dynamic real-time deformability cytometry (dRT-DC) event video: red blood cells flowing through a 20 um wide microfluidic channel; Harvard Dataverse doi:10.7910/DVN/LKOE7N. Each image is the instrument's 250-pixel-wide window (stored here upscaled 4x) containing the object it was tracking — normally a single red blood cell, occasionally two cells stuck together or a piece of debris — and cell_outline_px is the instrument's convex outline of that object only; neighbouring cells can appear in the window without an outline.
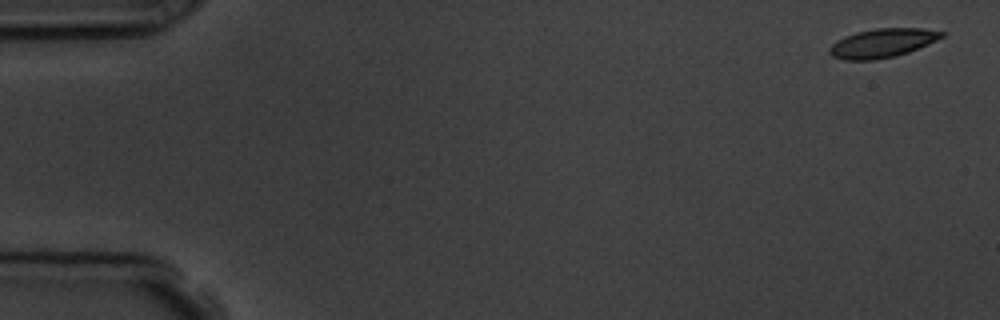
{"species": "common noctule bat (a hibernating species)", "species_latin": "Nyctalus noctula", "temperature_condition": "room temperature", "stored_images_in_passage": 5, "camera_frame_rate_fps": 3000, "um_per_image_px": 0.085, "animal": {"sex": "male", "body_mass_g": 19.5, "forearm_length_mm": 54.6}, "frame": {"image": 1, "passage_image": 1, "time_ms": 0.0, "image_size_px": [1000, 320], "cell_outline_px": [[948, 32], [944, 36], [928, 44], [908, 52], [896, 56], [872, 60], [844, 60], [832, 56], [828, 52], [828, 48], [836, 40], [844, 36], [856, 32], [876, 28], [920, 28]], "centroid_in_image_um": [74.98, 3.66], "position_along_channel_um": 10.0, "area_um2": 19.02}}
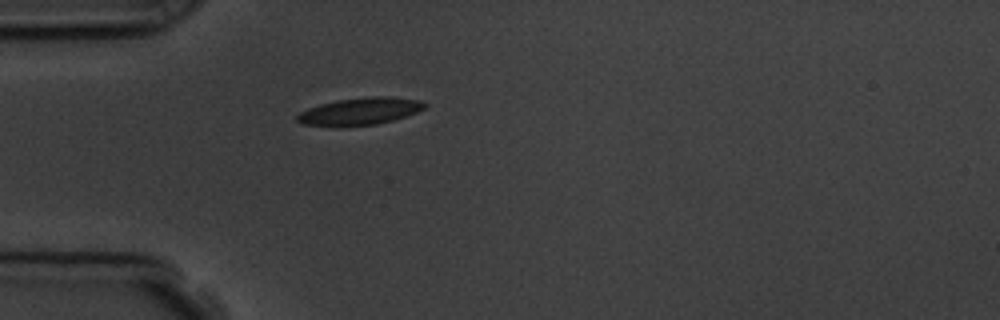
{"frame": {"image": 2, "passage_image": 5, "time_ms": 4.667, "image_size_px": [1000, 320], "cell_outline_px": [[428, 104], [424, 108], [416, 112], [392, 120], [376, 124], [300, 124], [296, 120], [296, 116], [300, 112], [308, 108], [320, 104], [336, 100], [372, 96], [388, 96], [420, 100]], "centroid_in_image_um": [30.63, 9.41], "position_along_channel_um": 54.4, "area_um2": 19.48}}